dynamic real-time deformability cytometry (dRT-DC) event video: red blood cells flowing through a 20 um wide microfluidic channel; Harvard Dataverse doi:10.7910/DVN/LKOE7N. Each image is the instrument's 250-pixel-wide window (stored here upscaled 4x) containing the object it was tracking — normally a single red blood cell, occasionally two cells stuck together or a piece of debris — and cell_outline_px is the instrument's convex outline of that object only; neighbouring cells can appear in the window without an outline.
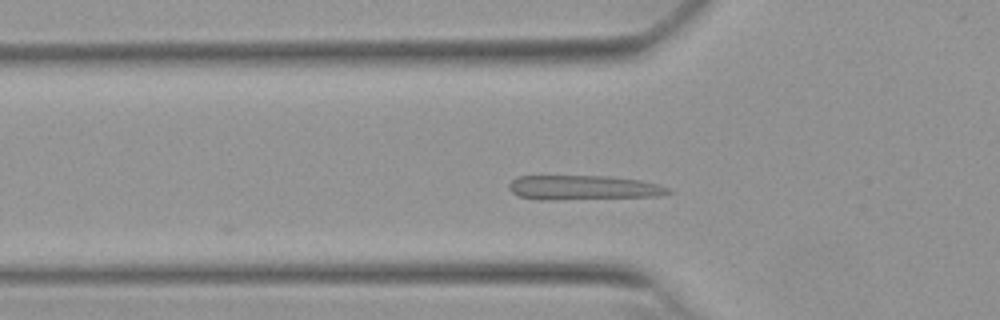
{"species": "Egyptian fruit bat (a non-hibernating species)", "species_latin": "Rousettus aegyptiacus", "temperature_condition": "warm", "stored_images_in_passage": 12, "camera_frame_rate_fps": 3000, "um_per_image_px": 0.085, "animal": {"sex": "female"}, "frame": {"image": 1, "passage_image": 12, "time_ms": 3.667, "image_size_px": [1000, 320], "cell_outline_px": [[676, 192], [660, 196], [556, 200], [540, 200], [520, 196], [512, 192], [508, 188], [508, 184], [516, 176], [608, 176], [640, 180], [672, 188]], "centroid_in_image_um": [49.62, 15.95], "position_along_channel_um": 76.2, "area_um2": 23.06}}